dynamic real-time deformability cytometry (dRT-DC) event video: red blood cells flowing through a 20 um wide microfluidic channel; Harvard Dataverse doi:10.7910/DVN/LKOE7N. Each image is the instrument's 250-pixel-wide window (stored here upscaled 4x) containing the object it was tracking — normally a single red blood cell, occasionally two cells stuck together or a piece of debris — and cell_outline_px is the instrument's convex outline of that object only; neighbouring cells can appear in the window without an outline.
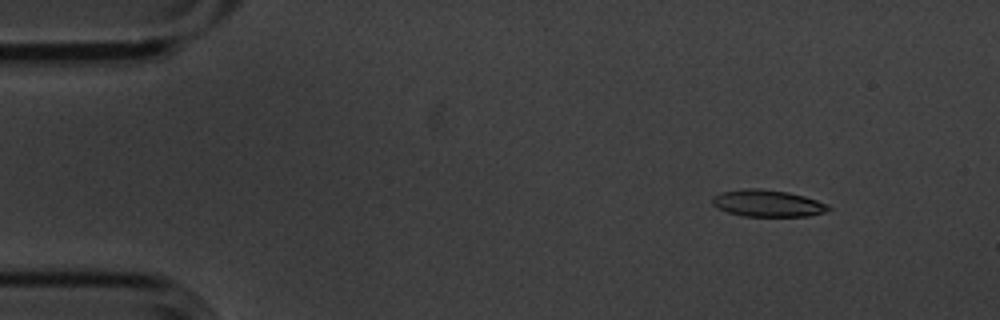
{"species": "common noctule bat (a hibernating species)", "species_latin": "Nyctalus noctula", "temperature_condition": "cold", "stored_images_in_passage": 7, "camera_frame_rate_fps": 3000, "um_per_image_px": 0.085, "animal": {"sex": "male", "body_mass_g": 20.1, "forearm_length_mm": 53.5}, "frame": {"image": 1, "passage_image": 2, "time_ms": 0.333, "image_size_px": [1000, 320], "cell_outline_px": [[832, 208], [824, 212], [808, 216], [744, 216], [728, 212], [712, 204], [712, 196], [720, 192], [748, 188], [760, 188], [788, 192], [804, 196], [828, 204]], "centroid_in_image_um": [65.25, 17.27], "position_along_channel_um": 19.8, "area_um2": 18.09}}
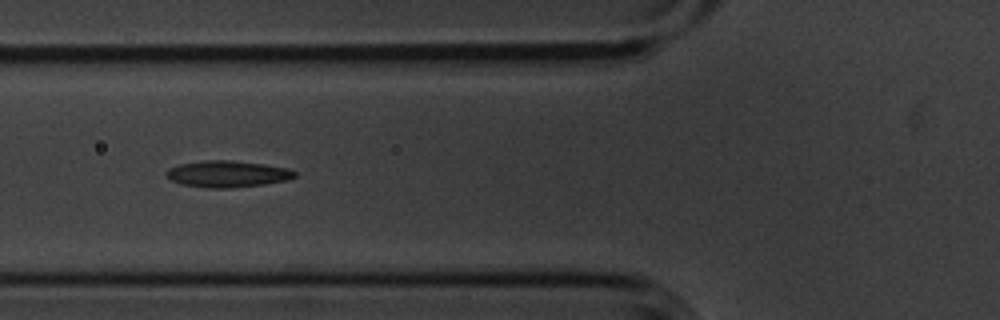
{"frame": {"image": 2, "passage_image": 6, "time_ms": 1.667, "image_size_px": [1000, 320], "cell_outline_px": [[296, 176], [288, 180], [264, 184], [232, 188], [208, 188], [180, 184], [168, 180], [164, 172], [168, 168], [180, 164], [204, 160], [228, 160], [264, 164], [288, 168], [296, 172]], "centroid_in_image_um": [19.29, 14.79], "position_along_channel_um": 106.5, "area_um2": 20.06}}
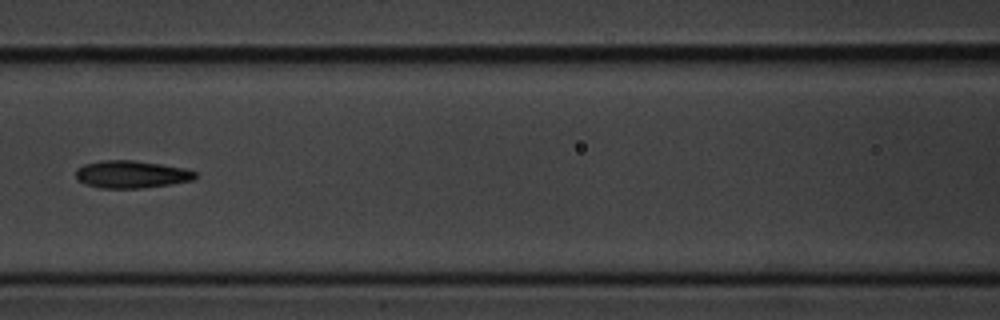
{"frame": {"image": 3, "passage_image": 7, "time_ms": 2.0, "image_size_px": [1000, 320], "cell_outline_px": [[196, 176], [192, 180], [172, 184], [140, 188], [100, 188], [84, 184], [76, 176], [76, 168], [84, 164], [100, 160], [136, 160], [184, 168], [196, 172]], "centroid_in_image_um": [11.14, 14.81], "position_along_channel_um": 155.5, "area_um2": 19.13}}